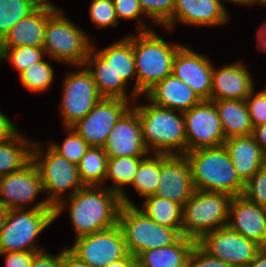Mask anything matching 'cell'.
Wrapping results in <instances>:
<instances>
[{
	"instance_id": "8992f818",
	"label": "cell",
	"mask_w": 266,
	"mask_h": 267,
	"mask_svg": "<svg viewBox=\"0 0 266 267\" xmlns=\"http://www.w3.org/2000/svg\"><path fill=\"white\" fill-rule=\"evenodd\" d=\"M54 220V208L45 199L30 209L8 210L0 231V253L42 251L35 239Z\"/></svg>"
},
{
	"instance_id": "e0dca14e",
	"label": "cell",
	"mask_w": 266,
	"mask_h": 267,
	"mask_svg": "<svg viewBox=\"0 0 266 267\" xmlns=\"http://www.w3.org/2000/svg\"><path fill=\"white\" fill-rule=\"evenodd\" d=\"M213 63L207 56L182 45L173 59L172 74L187 84L201 100L211 101Z\"/></svg>"
},
{
	"instance_id": "8fae6325",
	"label": "cell",
	"mask_w": 266,
	"mask_h": 267,
	"mask_svg": "<svg viewBox=\"0 0 266 267\" xmlns=\"http://www.w3.org/2000/svg\"><path fill=\"white\" fill-rule=\"evenodd\" d=\"M66 75L63 81L60 114L64 128L73 126L86 117L93 107L103 98L85 66ZM84 67V68H83Z\"/></svg>"
},
{
	"instance_id": "f907efd6",
	"label": "cell",
	"mask_w": 266,
	"mask_h": 267,
	"mask_svg": "<svg viewBox=\"0 0 266 267\" xmlns=\"http://www.w3.org/2000/svg\"><path fill=\"white\" fill-rule=\"evenodd\" d=\"M257 49L266 51V23H262L260 29L257 31Z\"/></svg>"
},
{
	"instance_id": "4dcf8cb0",
	"label": "cell",
	"mask_w": 266,
	"mask_h": 267,
	"mask_svg": "<svg viewBox=\"0 0 266 267\" xmlns=\"http://www.w3.org/2000/svg\"><path fill=\"white\" fill-rule=\"evenodd\" d=\"M108 156L101 147H89L77 164L84 186H103L107 174Z\"/></svg>"
},
{
	"instance_id": "d6a6232c",
	"label": "cell",
	"mask_w": 266,
	"mask_h": 267,
	"mask_svg": "<svg viewBox=\"0 0 266 267\" xmlns=\"http://www.w3.org/2000/svg\"><path fill=\"white\" fill-rule=\"evenodd\" d=\"M45 0H0V42L21 19L33 13Z\"/></svg>"
},
{
	"instance_id": "60d3db41",
	"label": "cell",
	"mask_w": 266,
	"mask_h": 267,
	"mask_svg": "<svg viewBox=\"0 0 266 267\" xmlns=\"http://www.w3.org/2000/svg\"><path fill=\"white\" fill-rule=\"evenodd\" d=\"M253 127L266 123V93L255 89L245 99Z\"/></svg>"
},
{
	"instance_id": "44dd1931",
	"label": "cell",
	"mask_w": 266,
	"mask_h": 267,
	"mask_svg": "<svg viewBox=\"0 0 266 267\" xmlns=\"http://www.w3.org/2000/svg\"><path fill=\"white\" fill-rule=\"evenodd\" d=\"M245 238L266 247V207L248 201L242 195L232 198L228 224Z\"/></svg>"
},
{
	"instance_id": "c3c4849f",
	"label": "cell",
	"mask_w": 266,
	"mask_h": 267,
	"mask_svg": "<svg viewBox=\"0 0 266 267\" xmlns=\"http://www.w3.org/2000/svg\"><path fill=\"white\" fill-rule=\"evenodd\" d=\"M106 267H137V258L128 253L124 258L111 262Z\"/></svg>"
},
{
	"instance_id": "5bb4252c",
	"label": "cell",
	"mask_w": 266,
	"mask_h": 267,
	"mask_svg": "<svg viewBox=\"0 0 266 267\" xmlns=\"http://www.w3.org/2000/svg\"><path fill=\"white\" fill-rule=\"evenodd\" d=\"M197 244L209 255L235 267H246L263 248L228 225L205 234Z\"/></svg>"
},
{
	"instance_id": "f1b7e54d",
	"label": "cell",
	"mask_w": 266,
	"mask_h": 267,
	"mask_svg": "<svg viewBox=\"0 0 266 267\" xmlns=\"http://www.w3.org/2000/svg\"><path fill=\"white\" fill-rule=\"evenodd\" d=\"M144 157L146 156L108 158L104 184L111 178L113 185L106 188L119 194L124 205L136 206L126 194L124 186L132 184L140 162Z\"/></svg>"
},
{
	"instance_id": "e575fe53",
	"label": "cell",
	"mask_w": 266,
	"mask_h": 267,
	"mask_svg": "<svg viewBox=\"0 0 266 267\" xmlns=\"http://www.w3.org/2000/svg\"><path fill=\"white\" fill-rule=\"evenodd\" d=\"M46 56L41 47L0 48V60L9 61L19 74Z\"/></svg>"
},
{
	"instance_id": "ffe728a7",
	"label": "cell",
	"mask_w": 266,
	"mask_h": 267,
	"mask_svg": "<svg viewBox=\"0 0 266 267\" xmlns=\"http://www.w3.org/2000/svg\"><path fill=\"white\" fill-rule=\"evenodd\" d=\"M228 20L227 8L219 0H176L172 18L164 27L171 30L175 22L200 27L219 26Z\"/></svg>"
},
{
	"instance_id": "603a6c76",
	"label": "cell",
	"mask_w": 266,
	"mask_h": 267,
	"mask_svg": "<svg viewBox=\"0 0 266 267\" xmlns=\"http://www.w3.org/2000/svg\"><path fill=\"white\" fill-rule=\"evenodd\" d=\"M58 8L45 0L33 13L18 21L0 42V48L41 47L48 17Z\"/></svg>"
},
{
	"instance_id": "4316f807",
	"label": "cell",
	"mask_w": 266,
	"mask_h": 267,
	"mask_svg": "<svg viewBox=\"0 0 266 267\" xmlns=\"http://www.w3.org/2000/svg\"><path fill=\"white\" fill-rule=\"evenodd\" d=\"M219 113L225 139L252 134L253 125L245 100L213 101Z\"/></svg>"
},
{
	"instance_id": "4fadbf2b",
	"label": "cell",
	"mask_w": 266,
	"mask_h": 267,
	"mask_svg": "<svg viewBox=\"0 0 266 267\" xmlns=\"http://www.w3.org/2000/svg\"><path fill=\"white\" fill-rule=\"evenodd\" d=\"M186 131V152L222 146L225 135L215 103L202 100L183 113Z\"/></svg>"
},
{
	"instance_id": "ba28073f",
	"label": "cell",
	"mask_w": 266,
	"mask_h": 267,
	"mask_svg": "<svg viewBox=\"0 0 266 267\" xmlns=\"http://www.w3.org/2000/svg\"><path fill=\"white\" fill-rule=\"evenodd\" d=\"M92 48L93 44L84 30L66 18L60 8L48 17L43 44L45 55L80 68Z\"/></svg>"
},
{
	"instance_id": "d4e9b609",
	"label": "cell",
	"mask_w": 266,
	"mask_h": 267,
	"mask_svg": "<svg viewBox=\"0 0 266 267\" xmlns=\"http://www.w3.org/2000/svg\"><path fill=\"white\" fill-rule=\"evenodd\" d=\"M223 145L244 182L266 165V155L252 135L228 138Z\"/></svg>"
},
{
	"instance_id": "3957f363",
	"label": "cell",
	"mask_w": 266,
	"mask_h": 267,
	"mask_svg": "<svg viewBox=\"0 0 266 267\" xmlns=\"http://www.w3.org/2000/svg\"><path fill=\"white\" fill-rule=\"evenodd\" d=\"M195 190L242 195L245 182L238 175L224 145L185 153Z\"/></svg>"
},
{
	"instance_id": "9a60e30c",
	"label": "cell",
	"mask_w": 266,
	"mask_h": 267,
	"mask_svg": "<svg viewBox=\"0 0 266 267\" xmlns=\"http://www.w3.org/2000/svg\"><path fill=\"white\" fill-rule=\"evenodd\" d=\"M130 101L102 98L73 128L90 147H103L116 122L132 106Z\"/></svg>"
},
{
	"instance_id": "30bf717a",
	"label": "cell",
	"mask_w": 266,
	"mask_h": 267,
	"mask_svg": "<svg viewBox=\"0 0 266 267\" xmlns=\"http://www.w3.org/2000/svg\"><path fill=\"white\" fill-rule=\"evenodd\" d=\"M32 161L39 169L43 191L47 194L45 200L51 207L55 208L63 199H66L62 195L67 190L71 191L67 195L70 197L84 187L79 177L77 164L68 161L50 146L45 151L39 143L34 141Z\"/></svg>"
},
{
	"instance_id": "7c38bea8",
	"label": "cell",
	"mask_w": 266,
	"mask_h": 267,
	"mask_svg": "<svg viewBox=\"0 0 266 267\" xmlns=\"http://www.w3.org/2000/svg\"><path fill=\"white\" fill-rule=\"evenodd\" d=\"M68 249L90 267H106L127 254L124 237L117 225L79 237Z\"/></svg>"
},
{
	"instance_id": "6da1fadb",
	"label": "cell",
	"mask_w": 266,
	"mask_h": 267,
	"mask_svg": "<svg viewBox=\"0 0 266 267\" xmlns=\"http://www.w3.org/2000/svg\"><path fill=\"white\" fill-rule=\"evenodd\" d=\"M94 49L97 48L93 46L84 66L91 73L100 95L103 98H118L134 104L138 96L133 35L129 34L102 50ZM131 77L136 80L129 97L126 87Z\"/></svg>"
},
{
	"instance_id": "db71d44e",
	"label": "cell",
	"mask_w": 266,
	"mask_h": 267,
	"mask_svg": "<svg viewBox=\"0 0 266 267\" xmlns=\"http://www.w3.org/2000/svg\"><path fill=\"white\" fill-rule=\"evenodd\" d=\"M255 3H261L262 5L265 6L266 0H250V5H255Z\"/></svg>"
},
{
	"instance_id": "b9f144b4",
	"label": "cell",
	"mask_w": 266,
	"mask_h": 267,
	"mask_svg": "<svg viewBox=\"0 0 266 267\" xmlns=\"http://www.w3.org/2000/svg\"><path fill=\"white\" fill-rule=\"evenodd\" d=\"M188 267H235L219 258H215L204 251L197 243L193 247Z\"/></svg>"
},
{
	"instance_id": "ee69618b",
	"label": "cell",
	"mask_w": 266,
	"mask_h": 267,
	"mask_svg": "<svg viewBox=\"0 0 266 267\" xmlns=\"http://www.w3.org/2000/svg\"><path fill=\"white\" fill-rule=\"evenodd\" d=\"M31 267H63V250L57 255H51L44 250L35 253Z\"/></svg>"
},
{
	"instance_id": "f546056e",
	"label": "cell",
	"mask_w": 266,
	"mask_h": 267,
	"mask_svg": "<svg viewBox=\"0 0 266 267\" xmlns=\"http://www.w3.org/2000/svg\"><path fill=\"white\" fill-rule=\"evenodd\" d=\"M138 209L161 226L182 228L183 207L171 200L157 195L148 196L142 207Z\"/></svg>"
},
{
	"instance_id": "bcb514c9",
	"label": "cell",
	"mask_w": 266,
	"mask_h": 267,
	"mask_svg": "<svg viewBox=\"0 0 266 267\" xmlns=\"http://www.w3.org/2000/svg\"><path fill=\"white\" fill-rule=\"evenodd\" d=\"M251 135L261 151L266 155V123L253 127Z\"/></svg>"
},
{
	"instance_id": "7402d4cb",
	"label": "cell",
	"mask_w": 266,
	"mask_h": 267,
	"mask_svg": "<svg viewBox=\"0 0 266 267\" xmlns=\"http://www.w3.org/2000/svg\"><path fill=\"white\" fill-rule=\"evenodd\" d=\"M254 82L247 66L242 62L213 67L211 101L245 100L254 90Z\"/></svg>"
},
{
	"instance_id": "484cf974",
	"label": "cell",
	"mask_w": 266,
	"mask_h": 267,
	"mask_svg": "<svg viewBox=\"0 0 266 267\" xmlns=\"http://www.w3.org/2000/svg\"><path fill=\"white\" fill-rule=\"evenodd\" d=\"M196 243L182 236L172 245L146 250L137 257V267H188L189 256Z\"/></svg>"
},
{
	"instance_id": "816d5d0a",
	"label": "cell",
	"mask_w": 266,
	"mask_h": 267,
	"mask_svg": "<svg viewBox=\"0 0 266 267\" xmlns=\"http://www.w3.org/2000/svg\"><path fill=\"white\" fill-rule=\"evenodd\" d=\"M7 212H8V209L3 204L0 203V231L4 224Z\"/></svg>"
},
{
	"instance_id": "f35d334b",
	"label": "cell",
	"mask_w": 266,
	"mask_h": 267,
	"mask_svg": "<svg viewBox=\"0 0 266 267\" xmlns=\"http://www.w3.org/2000/svg\"><path fill=\"white\" fill-rule=\"evenodd\" d=\"M242 196L248 201L266 207V165L245 182Z\"/></svg>"
},
{
	"instance_id": "52a82bcc",
	"label": "cell",
	"mask_w": 266,
	"mask_h": 267,
	"mask_svg": "<svg viewBox=\"0 0 266 267\" xmlns=\"http://www.w3.org/2000/svg\"><path fill=\"white\" fill-rule=\"evenodd\" d=\"M232 196L195 190L182 209V236L198 242L205 234L227 226Z\"/></svg>"
},
{
	"instance_id": "681fc988",
	"label": "cell",
	"mask_w": 266,
	"mask_h": 267,
	"mask_svg": "<svg viewBox=\"0 0 266 267\" xmlns=\"http://www.w3.org/2000/svg\"><path fill=\"white\" fill-rule=\"evenodd\" d=\"M246 267H266V247H263Z\"/></svg>"
},
{
	"instance_id": "1f68e13d",
	"label": "cell",
	"mask_w": 266,
	"mask_h": 267,
	"mask_svg": "<svg viewBox=\"0 0 266 267\" xmlns=\"http://www.w3.org/2000/svg\"><path fill=\"white\" fill-rule=\"evenodd\" d=\"M152 155L151 157L146 156L140 162L131 184L144 198L155 195L160 183L161 154L154 153Z\"/></svg>"
},
{
	"instance_id": "ac0fdd59",
	"label": "cell",
	"mask_w": 266,
	"mask_h": 267,
	"mask_svg": "<svg viewBox=\"0 0 266 267\" xmlns=\"http://www.w3.org/2000/svg\"><path fill=\"white\" fill-rule=\"evenodd\" d=\"M39 192H43L41 176L32 160L19 171L0 177V203L8 210L25 209Z\"/></svg>"
},
{
	"instance_id": "9c48e42d",
	"label": "cell",
	"mask_w": 266,
	"mask_h": 267,
	"mask_svg": "<svg viewBox=\"0 0 266 267\" xmlns=\"http://www.w3.org/2000/svg\"><path fill=\"white\" fill-rule=\"evenodd\" d=\"M118 226L128 253L135 258L146 250L172 245L182 237V228L157 224L139 210L137 205H122Z\"/></svg>"
},
{
	"instance_id": "7bdbcfd3",
	"label": "cell",
	"mask_w": 266,
	"mask_h": 267,
	"mask_svg": "<svg viewBox=\"0 0 266 267\" xmlns=\"http://www.w3.org/2000/svg\"><path fill=\"white\" fill-rule=\"evenodd\" d=\"M36 252L13 251L0 253V256L5 255L6 267H31L33 256Z\"/></svg>"
},
{
	"instance_id": "7a4b0ae2",
	"label": "cell",
	"mask_w": 266,
	"mask_h": 267,
	"mask_svg": "<svg viewBox=\"0 0 266 267\" xmlns=\"http://www.w3.org/2000/svg\"><path fill=\"white\" fill-rule=\"evenodd\" d=\"M122 205L121 196L105 185L84 186L54 208V219L68 207L77 239L117 225Z\"/></svg>"
},
{
	"instance_id": "74e56055",
	"label": "cell",
	"mask_w": 266,
	"mask_h": 267,
	"mask_svg": "<svg viewBox=\"0 0 266 267\" xmlns=\"http://www.w3.org/2000/svg\"><path fill=\"white\" fill-rule=\"evenodd\" d=\"M89 15L96 28L117 27L119 23L113 0H92Z\"/></svg>"
},
{
	"instance_id": "f6af8a7d",
	"label": "cell",
	"mask_w": 266,
	"mask_h": 267,
	"mask_svg": "<svg viewBox=\"0 0 266 267\" xmlns=\"http://www.w3.org/2000/svg\"><path fill=\"white\" fill-rule=\"evenodd\" d=\"M17 130V126L0 111V143L9 139Z\"/></svg>"
},
{
	"instance_id": "277c9868",
	"label": "cell",
	"mask_w": 266,
	"mask_h": 267,
	"mask_svg": "<svg viewBox=\"0 0 266 267\" xmlns=\"http://www.w3.org/2000/svg\"><path fill=\"white\" fill-rule=\"evenodd\" d=\"M148 103L132 106L141 121L142 137L148 151L153 154H185L183 112L157 106L150 101Z\"/></svg>"
},
{
	"instance_id": "d6986e66",
	"label": "cell",
	"mask_w": 266,
	"mask_h": 267,
	"mask_svg": "<svg viewBox=\"0 0 266 267\" xmlns=\"http://www.w3.org/2000/svg\"><path fill=\"white\" fill-rule=\"evenodd\" d=\"M102 148L108 158L150 154L143 141L141 121L132 106L116 122Z\"/></svg>"
},
{
	"instance_id": "836d02e7",
	"label": "cell",
	"mask_w": 266,
	"mask_h": 267,
	"mask_svg": "<svg viewBox=\"0 0 266 267\" xmlns=\"http://www.w3.org/2000/svg\"><path fill=\"white\" fill-rule=\"evenodd\" d=\"M53 69L50 63L42 59L19 74L21 83L33 93L44 92L53 82Z\"/></svg>"
},
{
	"instance_id": "ab89813d",
	"label": "cell",
	"mask_w": 266,
	"mask_h": 267,
	"mask_svg": "<svg viewBox=\"0 0 266 267\" xmlns=\"http://www.w3.org/2000/svg\"><path fill=\"white\" fill-rule=\"evenodd\" d=\"M115 13L117 16V19L119 21V18L124 20H137V32H146L152 30L149 29L147 26H144L145 22L142 21V16H144V13L140 7L139 0H113ZM139 19V20H138Z\"/></svg>"
},
{
	"instance_id": "7dc6e473",
	"label": "cell",
	"mask_w": 266,
	"mask_h": 267,
	"mask_svg": "<svg viewBox=\"0 0 266 267\" xmlns=\"http://www.w3.org/2000/svg\"><path fill=\"white\" fill-rule=\"evenodd\" d=\"M63 267H90L76 257L67 247L63 249Z\"/></svg>"
},
{
	"instance_id": "cb8c5ba5",
	"label": "cell",
	"mask_w": 266,
	"mask_h": 267,
	"mask_svg": "<svg viewBox=\"0 0 266 267\" xmlns=\"http://www.w3.org/2000/svg\"><path fill=\"white\" fill-rule=\"evenodd\" d=\"M144 95L146 100L157 106L183 113L202 101L187 84L173 74L166 76Z\"/></svg>"
},
{
	"instance_id": "2e32d148",
	"label": "cell",
	"mask_w": 266,
	"mask_h": 267,
	"mask_svg": "<svg viewBox=\"0 0 266 267\" xmlns=\"http://www.w3.org/2000/svg\"><path fill=\"white\" fill-rule=\"evenodd\" d=\"M194 191L191 167L185 154H161L160 183L155 195L183 207Z\"/></svg>"
},
{
	"instance_id": "d590c367",
	"label": "cell",
	"mask_w": 266,
	"mask_h": 267,
	"mask_svg": "<svg viewBox=\"0 0 266 267\" xmlns=\"http://www.w3.org/2000/svg\"><path fill=\"white\" fill-rule=\"evenodd\" d=\"M66 131L69 135L62 145L51 142L49 146L68 161L78 164L90 146L73 128L66 127Z\"/></svg>"
},
{
	"instance_id": "5b68a950",
	"label": "cell",
	"mask_w": 266,
	"mask_h": 267,
	"mask_svg": "<svg viewBox=\"0 0 266 267\" xmlns=\"http://www.w3.org/2000/svg\"><path fill=\"white\" fill-rule=\"evenodd\" d=\"M181 46L170 44L154 30L133 35L138 97L172 74L173 59Z\"/></svg>"
},
{
	"instance_id": "8d00e7d4",
	"label": "cell",
	"mask_w": 266,
	"mask_h": 267,
	"mask_svg": "<svg viewBox=\"0 0 266 267\" xmlns=\"http://www.w3.org/2000/svg\"><path fill=\"white\" fill-rule=\"evenodd\" d=\"M139 4L152 23L164 26L172 18L176 0H139Z\"/></svg>"
},
{
	"instance_id": "f5cc1de1",
	"label": "cell",
	"mask_w": 266,
	"mask_h": 267,
	"mask_svg": "<svg viewBox=\"0 0 266 267\" xmlns=\"http://www.w3.org/2000/svg\"><path fill=\"white\" fill-rule=\"evenodd\" d=\"M222 4L224 3V0H219ZM223 1V2H222ZM227 2H232L235 4H241V5H249L250 6V0H225Z\"/></svg>"
},
{
	"instance_id": "83f0119b",
	"label": "cell",
	"mask_w": 266,
	"mask_h": 267,
	"mask_svg": "<svg viewBox=\"0 0 266 267\" xmlns=\"http://www.w3.org/2000/svg\"><path fill=\"white\" fill-rule=\"evenodd\" d=\"M33 143L18 130L0 143V177L19 171L32 160Z\"/></svg>"
}]
</instances>
